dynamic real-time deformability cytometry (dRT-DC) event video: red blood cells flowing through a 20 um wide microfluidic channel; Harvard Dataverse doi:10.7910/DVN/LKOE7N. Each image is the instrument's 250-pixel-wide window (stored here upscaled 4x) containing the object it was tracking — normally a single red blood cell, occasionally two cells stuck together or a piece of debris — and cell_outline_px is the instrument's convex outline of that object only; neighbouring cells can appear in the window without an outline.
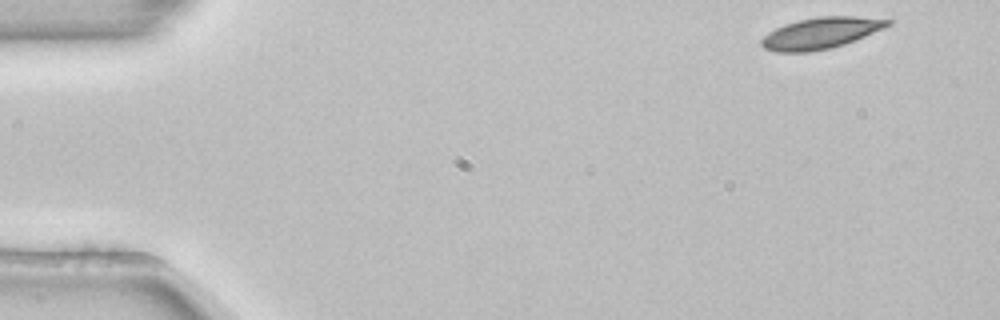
{"species": "common noctule bat (a hibernating species)", "species_latin": "Nyctalus noctula", "temperature_condition": "room temperature", "stored_images_in_passage": 50, "camera_frame_rate_fps": 3000, "um_per_image_px": 0.085, "animal": {"sex": "female", "body_mass_g": 22.7, "forearm_length_mm": 54.2}, "frame": {"image": 1, "passage_image": 1, "time_ms": 0.0, "image_size_px": [1000, 320], "cell_outline_px": [[896, 20], [892, 24], [884, 28], [844, 44], [828, 48], [808, 52], [776, 52], [764, 48], [760, 44], [760, 40], [768, 32], [784, 24], [800, 20], [820, 16], [856, 16]], "centroid_in_image_um": [69.77, 2.8], "position_along_channel_um": 15.2, "area_um2": 22.95}}
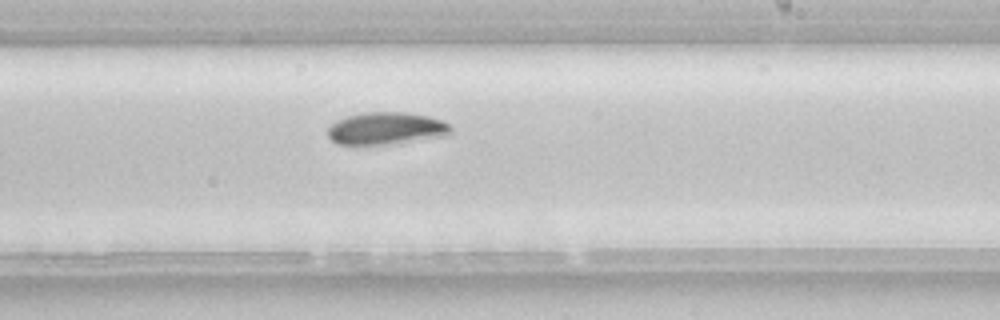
{"frame": {"image": 2, "passage_image": 29, "time_ms": 9.333, "image_size_px": [1000, 320], "cell_outline_px": [[452, 132], [448, 136], [392, 144], [336, 144], [328, 136], [328, 128], [336, 120], [348, 116], [364, 112], [404, 112], [428, 116], [440, 120], [448, 124], [452, 128]], "centroid_in_image_um": [32.85, 10.92], "position_along_channel_um": 256.2, "area_um2": 23.24}}
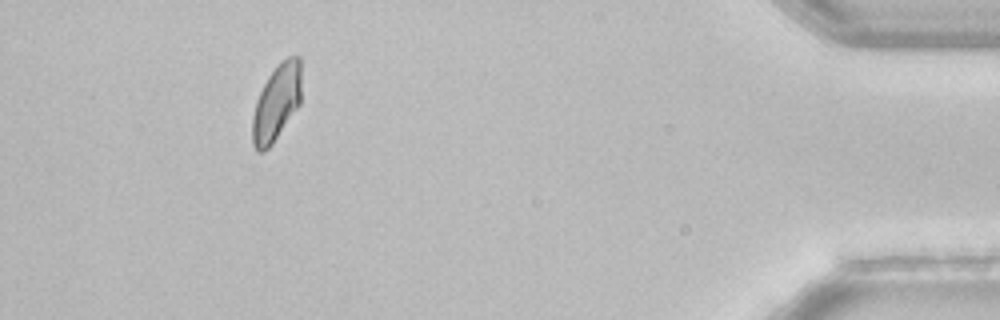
{"frame": {"image": 3, "passage_image": 46, "time_ms": 15.0, "image_size_px": [1000, 320], "cell_outline_px": [[300, 104], [272, 144], [264, 152], [260, 152], [252, 144], [252, 116], [256, 100], [268, 76], [288, 56], [300, 56]], "centroid_in_image_um": [23.49, 8.76], "position_along_channel_um": 411.7, "area_um2": 21.44}, "authors_computed_cell_mechanics": {"area_um2": 22.9177, "velocity_mm_per_s": 3.8405, "shape_relaxation_time_tau1_ms": 6.4451, "shape_relaxation_time_tau2_ms": null, "deformation_change_tau1": 0.1315, "deformation_change_tau2": null}}